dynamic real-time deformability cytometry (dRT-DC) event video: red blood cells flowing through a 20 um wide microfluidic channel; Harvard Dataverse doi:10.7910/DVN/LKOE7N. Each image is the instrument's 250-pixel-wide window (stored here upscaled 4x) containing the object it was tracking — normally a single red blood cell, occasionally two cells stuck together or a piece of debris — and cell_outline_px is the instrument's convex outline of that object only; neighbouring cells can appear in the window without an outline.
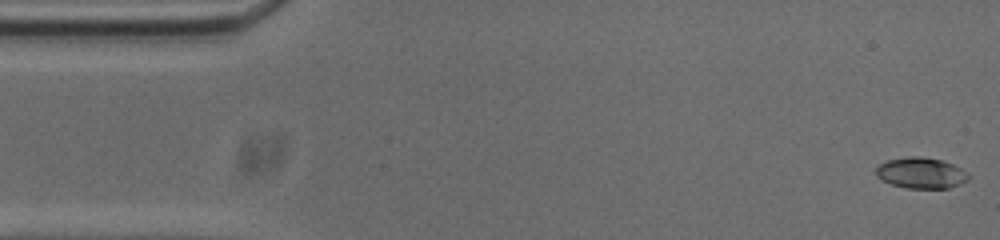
{"species": "common noctule bat (a hibernating species)", "species_latin": "Nyctalus noctula", "temperature_condition": "cold", "stored_images_in_passage": 13, "camera_frame_rate_fps": 3000, "um_per_image_px": 0.085, "animal": {"sex": "male", "body_mass_g": 20.0, "forearm_length_mm": 53.3}, "frame": {"image": 1, "passage_image": 1, "time_ms": 0.0, "image_size_px": [1000, 240], "cell_outline_px": [[968, 180], [960, 184], [948, 188], [908, 188], [892, 184], [880, 180], [876, 176], [876, 168], [880, 164], [888, 160], [908, 156], [920, 156], [944, 160], [968, 172]], "centroid_in_image_um": [78.28, 14.69], "position_along_channel_um": 6.7, "area_um2": 16.7}}